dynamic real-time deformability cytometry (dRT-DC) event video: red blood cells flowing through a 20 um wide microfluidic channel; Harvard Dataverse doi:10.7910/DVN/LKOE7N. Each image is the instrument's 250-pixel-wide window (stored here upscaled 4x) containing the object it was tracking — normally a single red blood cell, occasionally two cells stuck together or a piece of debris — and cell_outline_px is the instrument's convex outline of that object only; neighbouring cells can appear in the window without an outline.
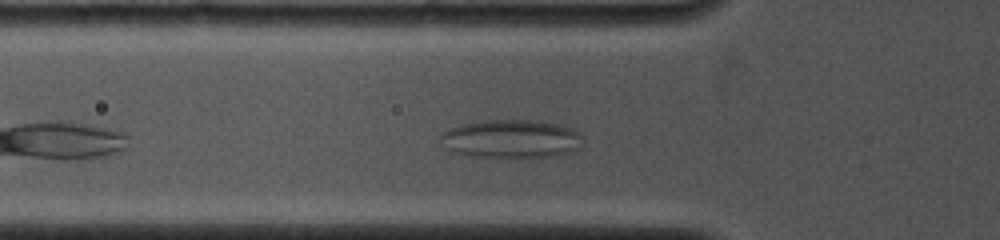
{"species": "common noctule bat (a hibernating species)", "species_latin": "Nyctalus noctula", "temperature_condition": "cold", "stored_images_in_passage": 43, "camera_frame_rate_fps": 4000, "um_per_image_px": 0.085, "animal": {"sex": "female", "body_mass_g": 19.0, "forearm_length_mm": 53.3}, "frame": {"image": 1, "passage_image": 10, "time_ms": 1.5, "image_size_px": [1000, 240], "cell_outline_px": [[580, 136], [576, 148], [568, 152], [548, 156], [476, 156], [448, 152], [440, 140], [440, 136], [444, 132], [452, 128], [464, 124], [484, 120], [532, 120], [572, 128], [580, 132]], "centroid_in_image_um": [43.36, 11.79], "position_along_channel_um": 82.4, "area_um2": 30.87}}
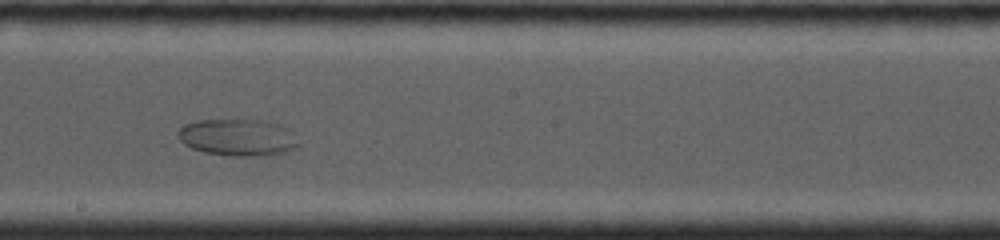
{"frame": {"image": 2, "passage_image": 29, "time_ms": 5.25, "image_size_px": [1000, 240], "cell_outline_px": [[300, 144], [296, 148], [284, 152], [260, 156], [232, 156], [204, 152], [192, 148], [184, 144], [180, 140], [180, 128], [184, 124], [196, 120], [260, 120], [276, 124], [284, 128]], "centroid_in_image_um": [20.17, 11.69], "position_along_channel_um": 228.0, "area_um2": 25.37}}
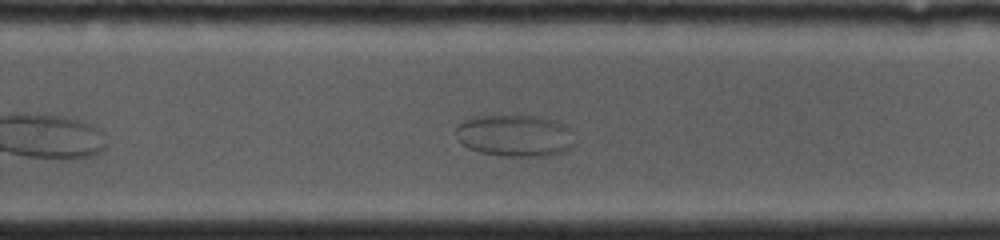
{"frame": {"image": 3, "passage_image": 33, "time_ms": 6.75, "image_size_px": [1000, 240], "cell_outline_px": [[576, 144], [572, 148], [548, 156], [504, 156], [480, 152], [468, 148], [460, 144], [456, 136], [456, 128], [464, 120], [472, 116], [536, 116], [552, 120], [564, 124], [568, 128]], "centroid_in_image_um": [43.75, 11.54], "position_along_channel_um": 286.1, "area_um2": 29.02}}